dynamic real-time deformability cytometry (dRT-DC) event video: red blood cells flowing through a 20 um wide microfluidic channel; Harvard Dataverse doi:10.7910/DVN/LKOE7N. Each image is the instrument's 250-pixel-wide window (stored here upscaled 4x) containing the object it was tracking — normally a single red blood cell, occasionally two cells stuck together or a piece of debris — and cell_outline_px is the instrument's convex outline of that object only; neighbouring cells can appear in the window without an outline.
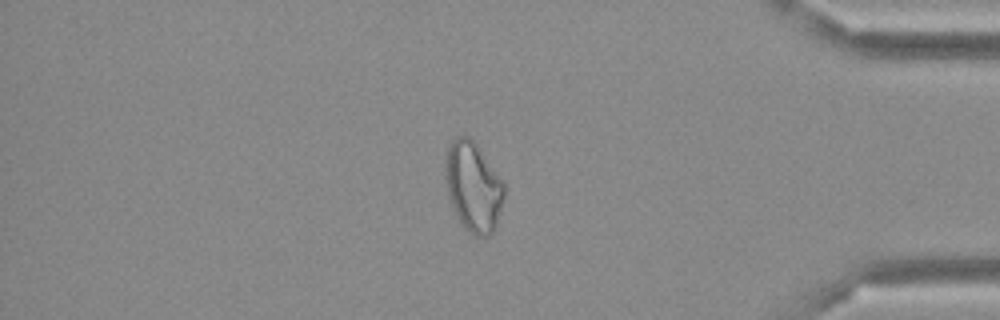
{"species": "Egyptian fruit bat (a non-hibernating species)", "species_latin": "Rousettus aegyptiacus", "temperature_condition": "cold", "stored_images_in_passage": 48, "camera_frame_rate_fps": 3000, "um_per_image_px": 0.085, "frame": {"image": 1, "passage_image": 41, "time_ms": 13.333, "image_size_px": [1000, 320], "cell_outline_px": [[504, 196], [496, 224], [492, 232], [488, 236], [476, 236], [464, 228], [460, 224], [452, 204], [448, 192], [444, 176], [444, 168], [448, 144], [456, 136], [468, 136], [476, 144], [504, 184]], "centroid_in_image_um": [40.19, 15.87], "position_along_channel_um": 395.0, "area_um2": 30.35}}